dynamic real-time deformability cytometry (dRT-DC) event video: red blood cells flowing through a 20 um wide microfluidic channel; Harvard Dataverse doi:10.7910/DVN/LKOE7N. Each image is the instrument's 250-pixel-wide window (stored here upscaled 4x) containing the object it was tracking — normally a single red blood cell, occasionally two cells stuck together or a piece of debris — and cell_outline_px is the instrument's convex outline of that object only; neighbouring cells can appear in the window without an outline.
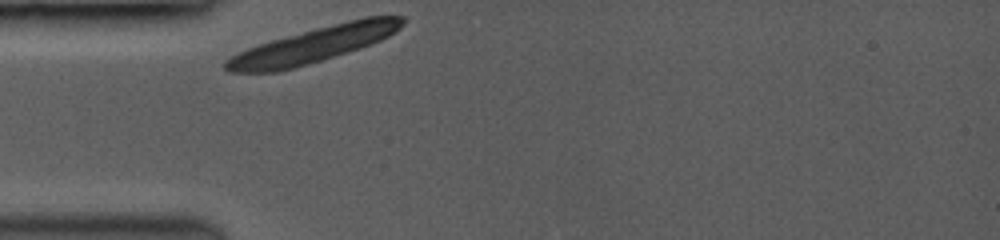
{"species": "common noctule bat (a hibernating species)", "species_latin": "Nyctalus noctula", "temperature_condition": "room temperature", "stored_images_in_passage": 34, "camera_frame_rate_fps": 3500, "um_per_image_px": 0.085, "animal": {"sex": "female", "body_mass_g": 19.0, "forearm_length_mm": 53.3}, "frame": {"image": 1, "passage_image": 1, "time_ms": 0.0, "image_size_px": [1000, 240], "cell_outline_px": [[404, 24], [400, 28], [388, 36], [372, 44], [360, 48], [320, 60], [292, 68], [276, 72], [232, 72], [224, 68], [224, 60], [248, 48], [272, 40], [316, 28], [364, 16], [404, 16]], "centroid_in_image_um": [26.68, 3.8], "position_along_channel_um": 58.3, "area_um2": 35.66}}
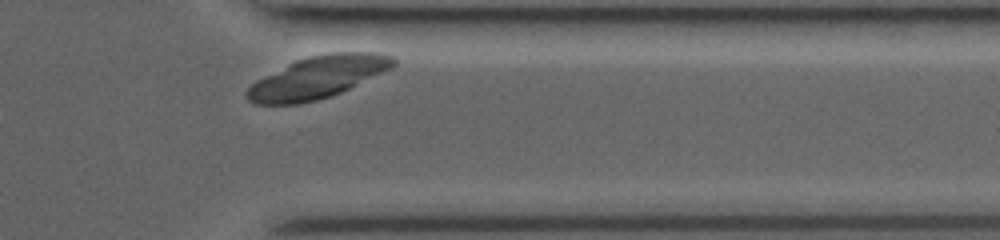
{"frame": {"image": 2, "passage_image": 32, "time_ms": 8.857, "image_size_px": [1000, 240], "cell_outline_px": [[396, 64], [392, 68], [332, 96], [316, 100], [296, 104], [256, 104], [248, 100], [248, 88], [256, 80], [296, 60], [308, 56], [332, 52], [376, 52], [392, 56], [396, 60]], "centroid_in_image_um": [27.04, 6.56], "position_along_channel_um": 384.4, "area_um2": 35.55}}